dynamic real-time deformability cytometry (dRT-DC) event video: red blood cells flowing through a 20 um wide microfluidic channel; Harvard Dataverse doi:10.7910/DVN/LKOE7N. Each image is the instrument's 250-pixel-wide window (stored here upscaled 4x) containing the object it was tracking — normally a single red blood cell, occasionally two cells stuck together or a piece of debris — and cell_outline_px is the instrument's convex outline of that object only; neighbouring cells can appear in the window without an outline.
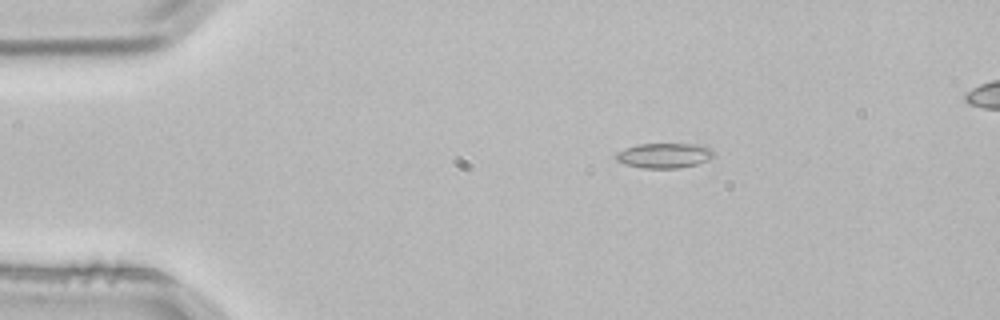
{"species": "common noctule bat (a hibernating species)", "species_latin": "Nyctalus noctula", "temperature_condition": "room temperature", "stored_images_in_passage": 4, "segment_of_instrument_passage": [1, 2], "camera_frame_rate_fps": 3000, "um_per_image_px": 0.085, "animal": {"sex": "male", "body_mass_g": 21.5, "forearm_length_mm": 52.0}, "frame": {"image": 1, "passage_image": 2, "time_ms": 0.333, "image_size_px": [1000, 320], "cell_outline_px": [[712, 156], [708, 160], [696, 164], [680, 168], [644, 168], [624, 164], [616, 160], [616, 152], [624, 148], [636, 144], [704, 144], [712, 148]], "centroid_in_image_um": [56.45, 13.21], "position_along_channel_um": 28.5, "area_um2": 14.33}}